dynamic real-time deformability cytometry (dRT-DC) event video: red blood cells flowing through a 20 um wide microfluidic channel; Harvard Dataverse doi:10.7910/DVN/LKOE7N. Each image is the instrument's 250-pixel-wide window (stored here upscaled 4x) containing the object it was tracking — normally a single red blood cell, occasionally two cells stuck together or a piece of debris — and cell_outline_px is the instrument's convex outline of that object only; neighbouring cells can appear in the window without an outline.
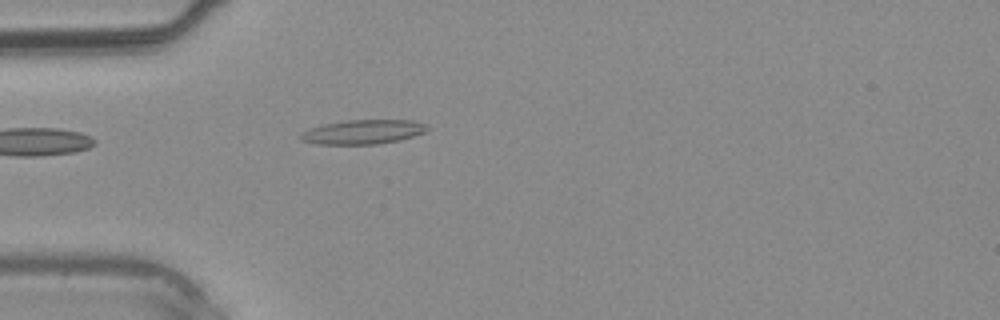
{"species": "common noctule bat (a hibernating species)", "species_latin": "Nyctalus noctula", "temperature_condition": "warm", "stored_images_in_passage": 2, "camera_frame_rate_fps": 3000, "um_per_image_px": 0.085, "animal": {"sex": "male", "body_mass_g": 20.4}, "frame": {"image": 1, "passage_image": 2, "time_ms": 2.0, "image_size_px": [1000, 320], "cell_outline_px": [[428, 128], [424, 132], [400, 140], [376, 144], [316, 144], [300, 140], [300, 136], [304, 132], [312, 128], [324, 124], [348, 120], [412, 120], [424, 124]], "centroid_in_image_um": [30.85, 11.21], "position_along_channel_um": 54.1, "area_um2": 17.63}}